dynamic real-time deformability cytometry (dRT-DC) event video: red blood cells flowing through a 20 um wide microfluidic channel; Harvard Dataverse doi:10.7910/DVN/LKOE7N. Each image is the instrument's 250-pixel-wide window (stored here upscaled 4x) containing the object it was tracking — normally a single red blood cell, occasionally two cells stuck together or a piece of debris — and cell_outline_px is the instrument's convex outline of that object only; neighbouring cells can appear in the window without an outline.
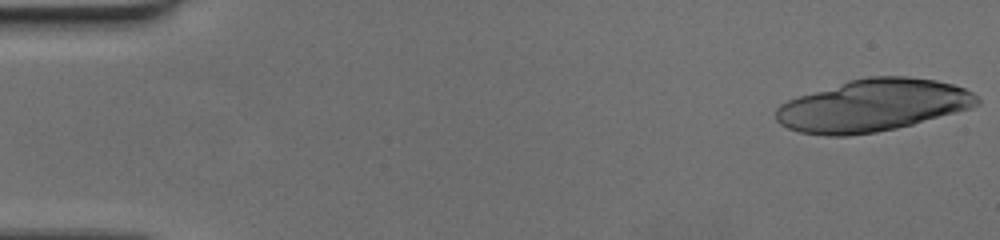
{"species": "human", "species_latin": "Homo sapiens", "temperature_condition": "cold", "stored_images_in_passage": 24, "camera_frame_rate_fps": 3000, "um_per_image_px": 0.085, "donor": {"sex": "female"}, "frame": {"image": 1, "passage_image": 1, "time_ms": 0.0, "image_size_px": [1000, 240], "cell_outline_px": [[980, 104], [972, 108], [912, 124], [896, 128], [876, 132], [848, 136], [828, 136], [800, 132], [788, 128], [780, 124], [776, 120], [776, 108], [780, 104], [788, 100], [848, 80], [868, 76], [908, 76], [936, 80], [952, 84], [964, 88], [972, 92], [980, 100]], "centroid_in_image_um": [74.2, 8.96], "position_along_channel_um": 10.8, "area_um2": 61.04}}